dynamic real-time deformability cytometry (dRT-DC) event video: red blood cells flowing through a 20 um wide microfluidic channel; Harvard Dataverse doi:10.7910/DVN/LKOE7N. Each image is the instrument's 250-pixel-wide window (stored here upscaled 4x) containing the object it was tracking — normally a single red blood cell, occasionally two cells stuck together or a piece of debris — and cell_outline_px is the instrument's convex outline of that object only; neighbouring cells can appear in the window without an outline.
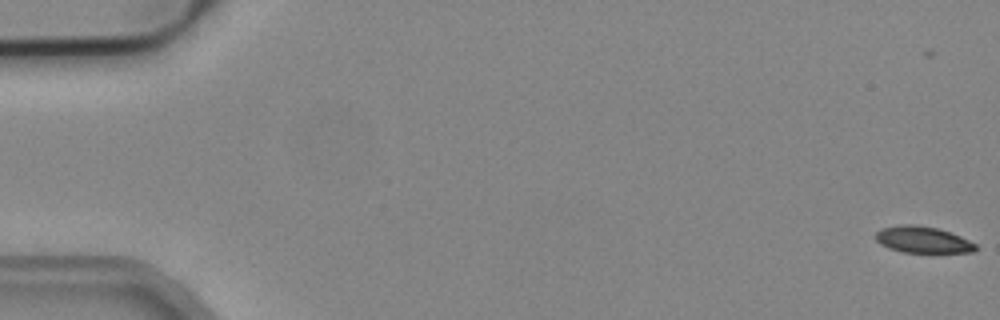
{"species": "common noctule bat (a hibernating species)", "species_latin": "Nyctalus noctula", "temperature_condition": "cold", "stored_images_in_passage": 9, "camera_frame_rate_fps": 3000, "um_per_image_px": 0.085, "animal": {"sex": "male", "body_mass_g": 19.2, "forearm_length_mm": 51.8}, "frame": {"image": 1, "passage_image": 1, "time_ms": 0.0, "image_size_px": [1000, 320], "cell_outline_px": [[976, 252], [904, 252], [888, 248], [880, 244], [876, 240], [876, 232], [880, 228], [900, 224], [916, 224], [936, 228], [960, 236], [976, 244]], "centroid_in_image_um": [78.39, 20.36], "position_along_channel_um": 6.6, "area_um2": 15.37}}
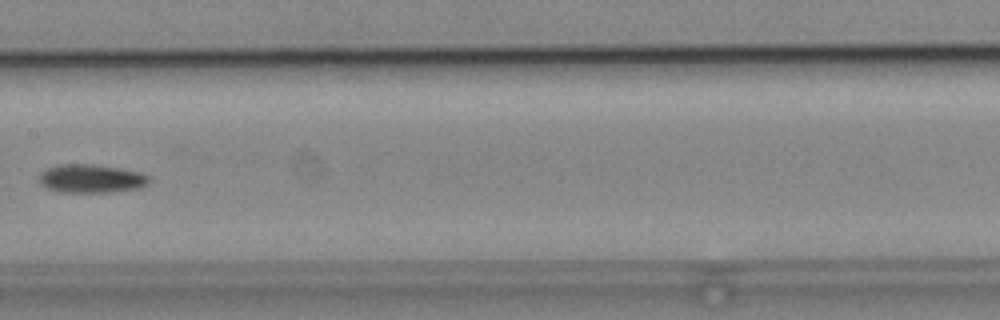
{"frame": {"image": 2, "passage_image": 8, "time_ms": 2.333, "image_size_px": [1000, 320], "cell_outline_px": [[148, 184], [136, 188], [104, 192], [60, 192], [48, 188], [40, 184], [40, 172], [48, 168], [64, 164], [92, 164], [120, 168], [136, 172], [148, 176]], "centroid_in_image_um": [7.7, 15.18], "position_along_channel_um": 199.7, "area_um2": 17.8}}
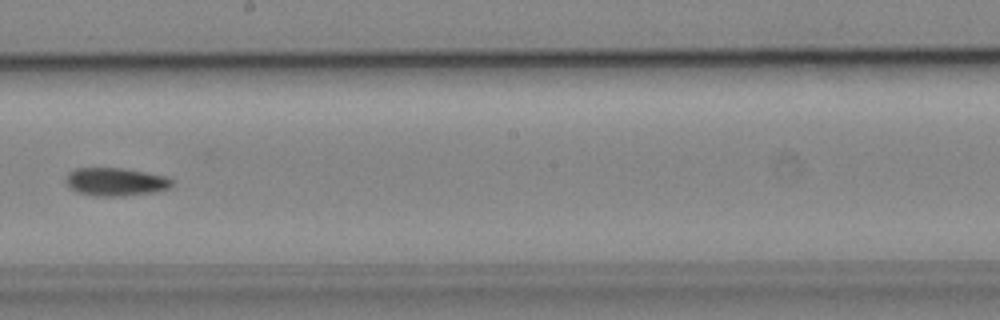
{"frame": {"image": 3, "passage_image": 9, "time_ms": 2.667, "image_size_px": [1000, 320], "cell_outline_px": [[172, 184], [168, 188], [156, 192], [124, 196], [92, 196], [76, 192], [64, 180], [68, 172], [76, 168], [124, 168], [168, 176], [172, 180]], "centroid_in_image_um": [9.83, 15.45], "position_along_channel_um": 238.4, "area_um2": 17.57}}